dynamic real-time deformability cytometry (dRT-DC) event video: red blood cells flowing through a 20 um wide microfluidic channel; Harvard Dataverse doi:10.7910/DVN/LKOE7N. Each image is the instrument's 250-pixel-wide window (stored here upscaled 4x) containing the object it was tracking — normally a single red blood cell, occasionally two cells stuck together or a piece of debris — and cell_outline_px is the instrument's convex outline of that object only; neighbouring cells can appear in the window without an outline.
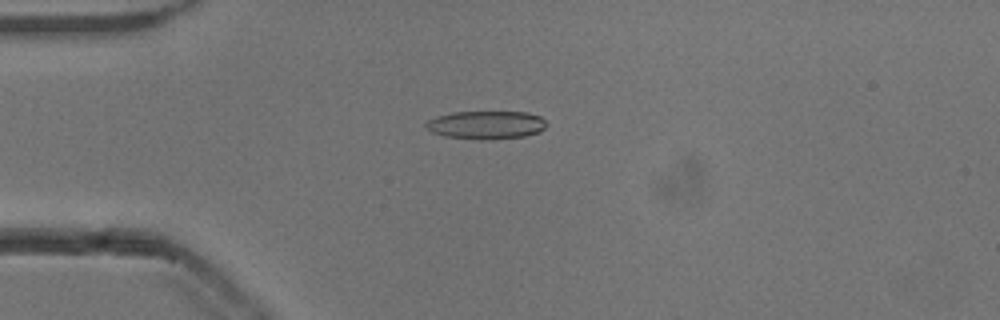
{"species": "common noctule bat (a hibernating species)", "species_latin": "Nyctalus noctula", "temperature_condition": "cold", "stored_images_in_passage": 54, "camera_frame_rate_fps": 3000, "um_per_image_px": 0.085, "animal": {"sex": "male", "body_mass_g": 13.3}, "frame": {"image": 1, "passage_image": 14, "time_ms": 4.333, "image_size_px": [1000, 320], "cell_outline_px": [[548, 124], [540, 132], [524, 136], [484, 140], [480, 140], [444, 136], [432, 132], [424, 128], [424, 124], [428, 120], [436, 116], [452, 112], [528, 112], [540, 116]], "centroid_in_image_um": [41.3, 10.62], "position_along_channel_um": 43.7, "area_um2": 20.0}}
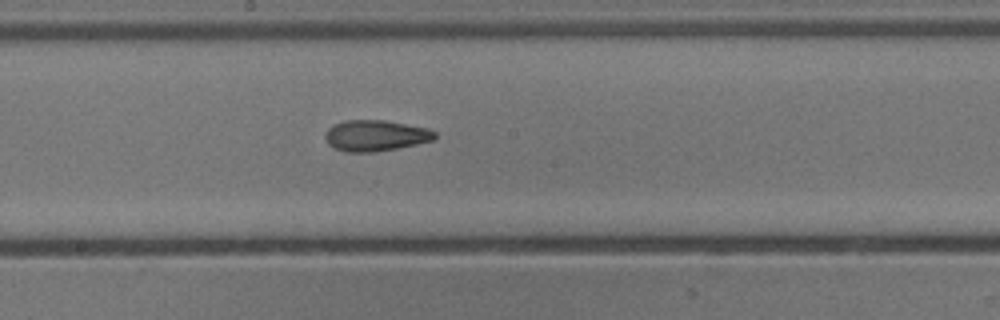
{"frame": {"image": 2, "passage_image": 29, "time_ms": 9.333, "image_size_px": [1000, 320], "cell_outline_px": [[436, 136], [432, 140], [416, 144], [396, 148], [372, 152], [344, 152], [328, 144], [324, 136], [328, 128], [332, 124], [344, 120], [384, 120], [428, 128], [436, 132]], "centroid_in_image_um": [31.88, 11.51], "position_along_channel_um": 216.3, "area_um2": 19.77}}
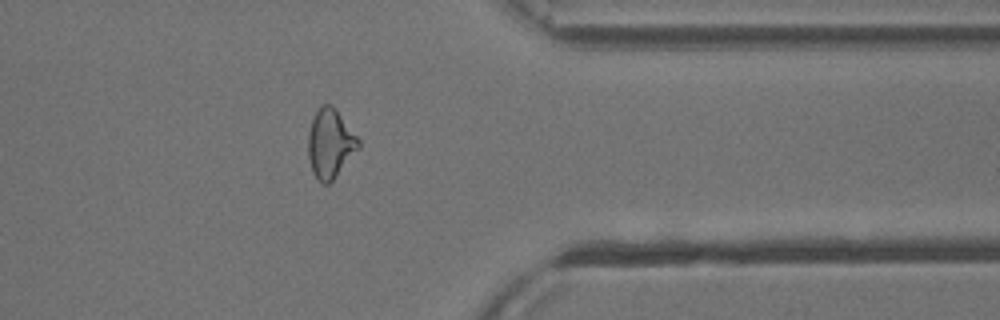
{"frame": {"image": 3, "passage_image": 43, "time_ms": 14.0, "image_size_px": [1000, 320], "cell_outline_px": [[360, 148], [332, 180], [328, 184], [324, 184], [316, 180], [312, 172], [308, 156], [308, 132], [312, 120], [316, 112], [324, 104], [332, 104], [336, 108], [360, 140]], "centroid_in_image_um": [28.07, 12.21], "position_along_channel_um": 383.3, "area_um2": 20.29}, "authors_computed_cell_mechanics": {"area_um2": 19.941, "velocity_mm_per_s": 3.8537, "shape_relaxation_time_tau1_ms": 6.9117, "shape_relaxation_time_tau2_ms": 2.5207, "deformation_change_tau1": 0.1995, "deformation_change_tau2": 0.1079}}